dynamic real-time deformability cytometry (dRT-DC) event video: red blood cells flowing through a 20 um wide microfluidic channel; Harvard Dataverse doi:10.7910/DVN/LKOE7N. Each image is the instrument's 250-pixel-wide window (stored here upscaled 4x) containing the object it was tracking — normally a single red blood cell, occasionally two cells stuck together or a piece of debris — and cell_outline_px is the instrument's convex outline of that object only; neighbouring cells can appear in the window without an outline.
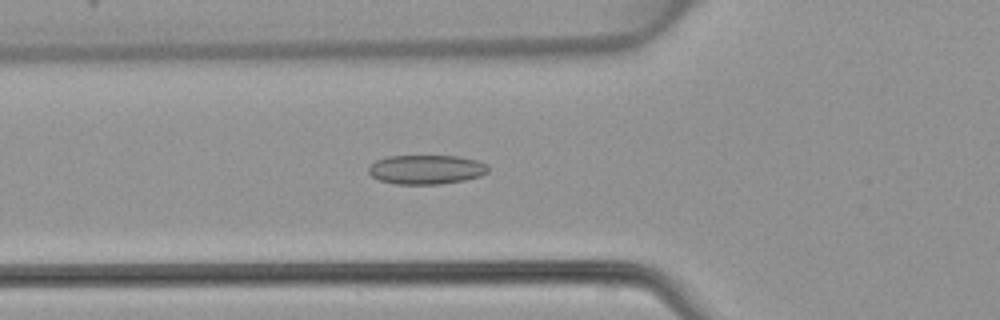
{"species": "common noctule bat (a hibernating species)", "species_latin": "Nyctalus noctula", "temperature_condition": "warm", "stored_images_in_passage": 47, "camera_frame_rate_fps": 3000, "um_per_image_px": 0.085, "animal": {"sex": "female", "body_mass_g": 22.7, "forearm_length_mm": 54.2}, "frame": {"image": 1, "passage_image": 17, "time_ms": 5.333, "image_size_px": [1000, 320], "cell_outline_px": [[488, 172], [480, 176], [464, 180], [440, 184], [396, 184], [380, 180], [372, 176], [368, 172], [368, 168], [376, 160], [388, 156], [456, 156], [476, 160], [488, 164]], "centroid_in_image_um": [36.24, 14.41], "position_along_channel_um": 89.6, "area_um2": 20.35}}
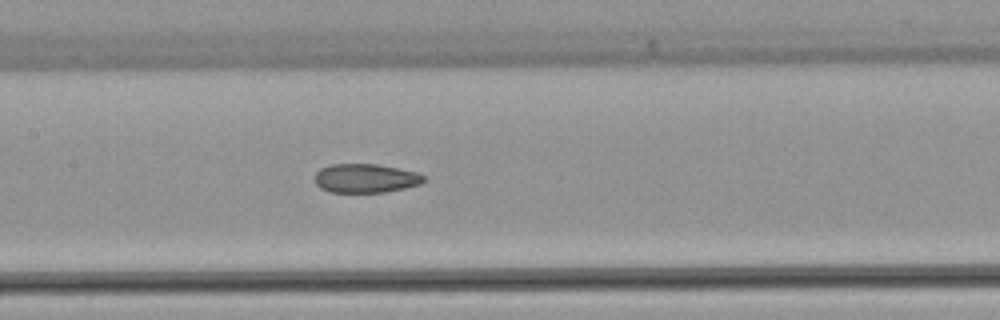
{"frame": {"image": 2, "passage_image": 23, "time_ms": 7.333, "image_size_px": [1000, 320], "cell_outline_px": [[424, 180], [420, 184], [404, 188], [384, 192], [328, 192], [320, 188], [316, 184], [316, 172], [320, 168], [332, 164], [376, 164], [416, 172], [424, 176]], "centroid_in_image_um": [31.04, 15.15], "position_along_channel_um": 176.4, "area_um2": 18.21}}
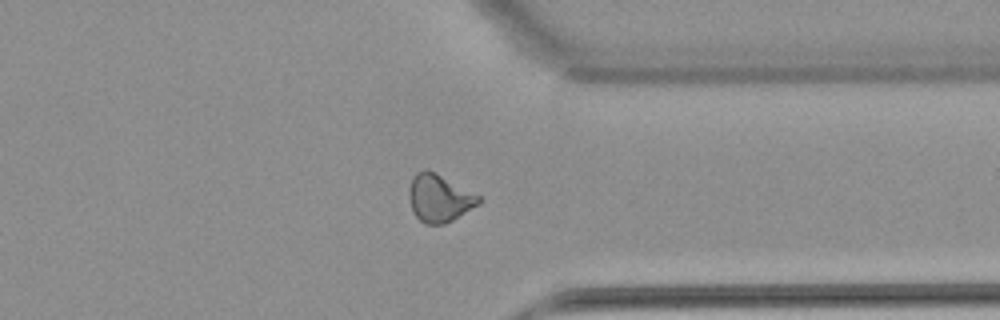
{"frame": {"image": 3, "passage_image": 37, "time_ms": 12.0, "image_size_px": [1000, 320], "cell_outline_px": [[484, 200], [480, 204], [452, 220], [444, 224], [424, 224], [416, 216], [412, 208], [408, 196], [408, 192], [412, 176], [416, 172], [424, 168], [480, 196]], "centroid_in_image_um": [37.32, 16.86], "position_along_channel_um": 374.1, "area_um2": 19.07}}